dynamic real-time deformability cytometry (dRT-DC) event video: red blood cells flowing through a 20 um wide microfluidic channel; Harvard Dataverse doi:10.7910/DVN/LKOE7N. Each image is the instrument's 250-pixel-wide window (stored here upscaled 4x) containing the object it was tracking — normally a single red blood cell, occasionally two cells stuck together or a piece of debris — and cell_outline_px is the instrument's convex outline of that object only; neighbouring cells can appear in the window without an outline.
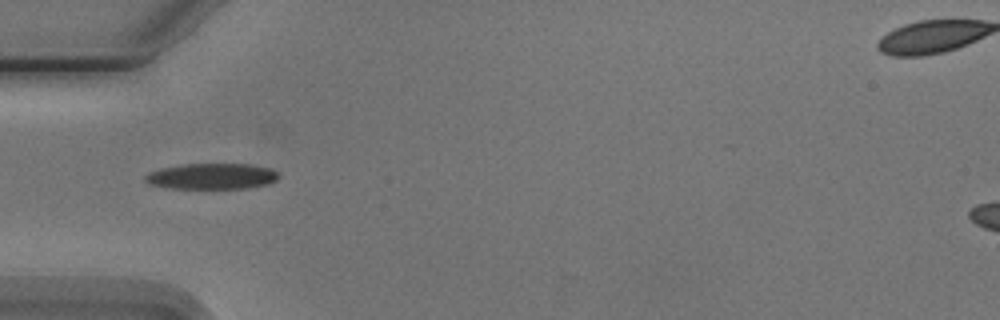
{"species": "Egyptian fruit bat (a non-hibernating species)", "species_latin": "Rousettus aegyptiacus", "temperature_condition": "cold", "stored_images_in_passage": 8, "camera_frame_rate_fps": 3000, "um_per_image_px": 0.085, "animal": {"sex": "male"}, "frame": {"image": 1, "passage_image": 4, "time_ms": 3.667, "image_size_px": [1000, 320], "cell_outline_px": [[280, 176], [276, 180], [268, 184], [248, 188], [168, 188], [148, 184], [144, 180], [144, 176], [148, 172], [160, 168], [184, 164], [248, 164], [268, 168], [276, 172]], "centroid_in_image_um": [17.95, 14.98], "position_along_channel_um": 67.0, "area_um2": 20.11}}
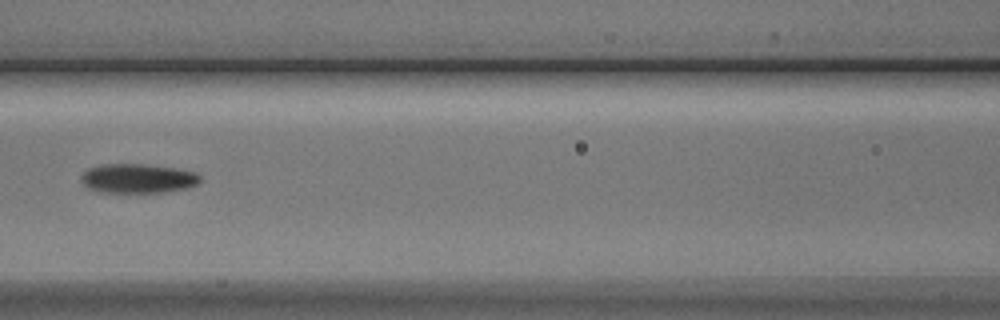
{"frame": {"image": 2, "passage_image": 6, "time_ms": 6.0, "image_size_px": [1000, 320], "cell_outline_px": [[200, 180], [196, 184], [184, 188], [164, 192], [100, 192], [88, 188], [84, 184], [84, 172], [88, 168], [104, 164], [140, 164], [176, 168], [196, 172], [200, 176]], "centroid_in_image_um": [11.73, 15.16], "position_along_channel_um": 154.9, "area_um2": 19.94}}
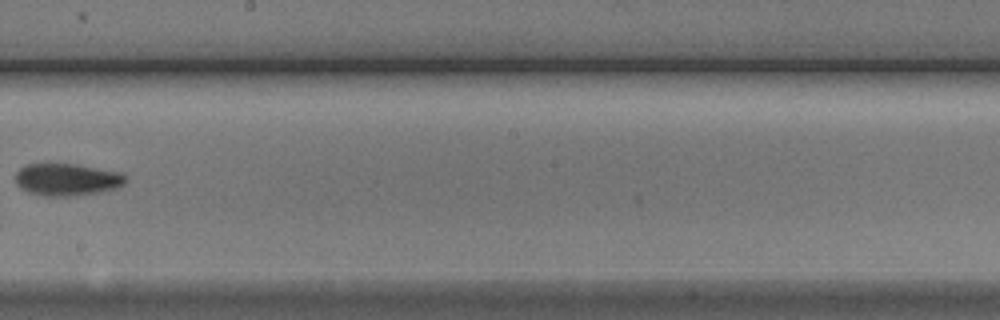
{"frame": {"image": 3, "passage_image": 8, "time_ms": 8.333, "image_size_px": [1000, 320], "cell_outline_px": [[124, 184], [116, 188], [100, 192], [76, 196], [40, 196], [28, 192], [20, 188], [16, 184], [16, 172], [24, 164], [76, 164], [120, 172], [124, 176]], "centroid_in_image_um": [5.65, 15.27], "position_along_channel_um": 242.6, "area_um2": 20.75}}